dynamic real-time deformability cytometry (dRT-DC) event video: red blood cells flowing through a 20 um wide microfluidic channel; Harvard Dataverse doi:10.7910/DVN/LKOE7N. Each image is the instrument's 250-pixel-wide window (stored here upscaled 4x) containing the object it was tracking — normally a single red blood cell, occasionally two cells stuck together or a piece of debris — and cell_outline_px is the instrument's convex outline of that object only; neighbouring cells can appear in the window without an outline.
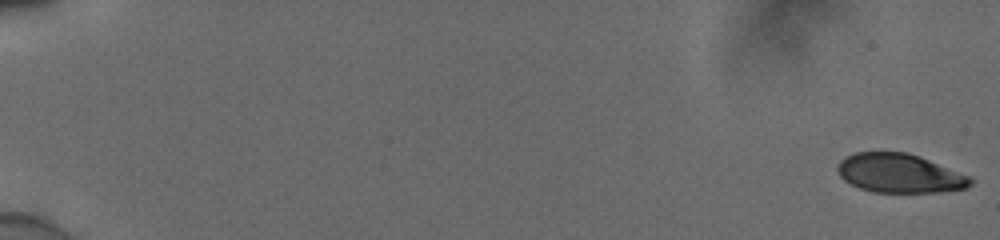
{"species": "human", "species_latin": "Homo sapiens", "temperature_condition": "cold", "stored_images_in_passage": 55, "camera_frame_rate_fps": 3000, "um_per_image_px": 0.085, "donor": {"sex": "male"}, "frame": {"image": 1, "passage_image": 1, "time_ms": 0.0, "image_size_px": [1000, 240], "cell_outline_px": [[972, 184], [968, 188], [940, 192], [872, 192], [860, 188], [844, 180], [840, 176], [836, 168], [840, 160], [856, 152], [908, 152], [920, 156], [972, 176]], "centroid_in_image_um": [76.51, 14.73], "position_along_channel_um": 8.5, "area_um2": 30.4}}
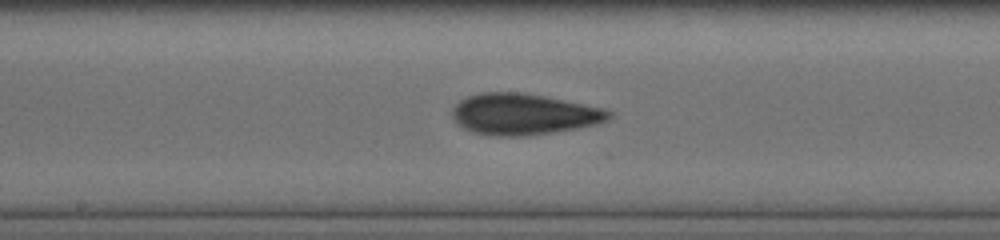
{"frame": {"image": 2, "passage_image": 32, "time_ms": 10.333, "image_size_px": [1000, 240], "cell_outline_px": [[612, 116], [608, 120], [596, 124], [580, 128], [528, 136], [500, 136], [472, 132], [456, 124], [452, 116], [452, 108], [460, 100], [468, 96], [480, 92], [520, 92], [544, 96], [604, 108], [612, 112]], "centroid_in_image_um": [44.5, 9.71], "position_along_channel_um": 203.7, "area_um2": 37.74}}
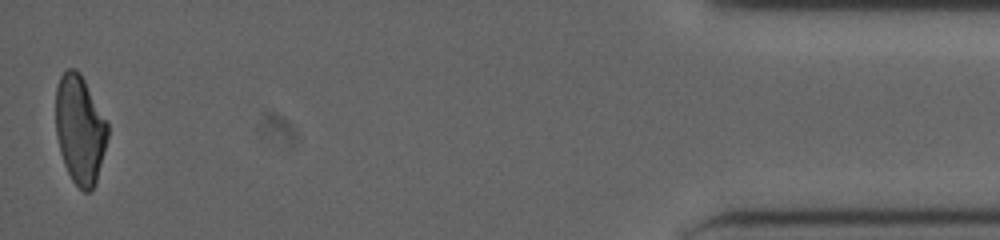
{"frame": {"image": 3, "passage_image": 55, "time_ms": 18.0, "image_size_px": [1000, 240], "cell_outline_px": [[108, 136], [96, 184], [88, 192], [84, 192], [72, 180], [64, 164], [60, 152], [56, 136], [56, 84], [60, 76], [68, 68], [76, 68], [80, 72], [108, 124]], "centroid_in_image_um": [6.78, 11.0], "position_along_channel_um": 428.4, "area_um2": 32.83}, "authors_computed_cell_mechanics": {"area_um2": 34.969, "velocity_mm_per_s": 3.9146, "shape_relaxation_time_tau1_ms": 6.3126, "shape_relaxation_time_tau2_ms": 2.8748, "deformation_change_tau1": 0.1736, "deformation_change_tau2": 0.0901}}